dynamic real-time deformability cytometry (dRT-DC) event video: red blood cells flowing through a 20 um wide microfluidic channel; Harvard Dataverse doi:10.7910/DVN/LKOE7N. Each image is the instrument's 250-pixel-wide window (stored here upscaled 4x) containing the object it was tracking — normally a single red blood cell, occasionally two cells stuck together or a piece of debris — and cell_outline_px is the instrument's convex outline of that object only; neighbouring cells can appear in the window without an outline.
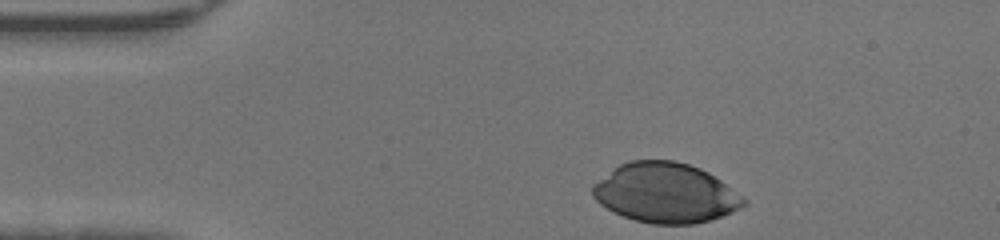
{"species": "human", "species_latin": "Homo sapiens", "temperature_condition": "warm", "stored_images_in_passage": 30, "camera_frame_rate_fps": 3000, "um_per_image_px": 0.085, "donor": {"sex": "male"}, "frame": {"image": 1, "passage_image": 1, "time_ms": 0.0, "image_size_px": [1000, 240], "cell_outline_px": [[748, 204], [732, 212], [708, 220], [692, 224], [652, 224], [636, 220], [624, 216], [600, 204], [592, 196], [592, 188], [600, 180], [620, 164], [628, 160], [676, 160], [700, 168], [708, 172], [720, 180], [748, 200]], "centroid_in_image_um": [56.6, 16.39], "position_along_channel_um": 28.4, "area_um2": 52.14}}
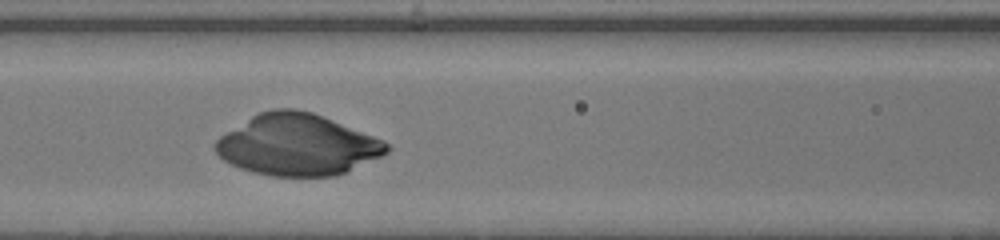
{"frame": {"image": 2, "passage_image": 13, "time_ms": 4.0, "image_size_px": [1000, 240], "cell_outline_px": [[392, 148], [388, 152], [380, 156], [336, 176], [272, 176], [252, 172], [240, 168], [224, 160], [216, 152], [216, 140], [220, 136], [252, 116], [260, 112], [272, 108], [296, 108], [312, 112], [384, 140]], "centroid_in_image_um": [25.28, 12.3], "position_along_channel_um": 141.3, "area_um2": 60.69}}
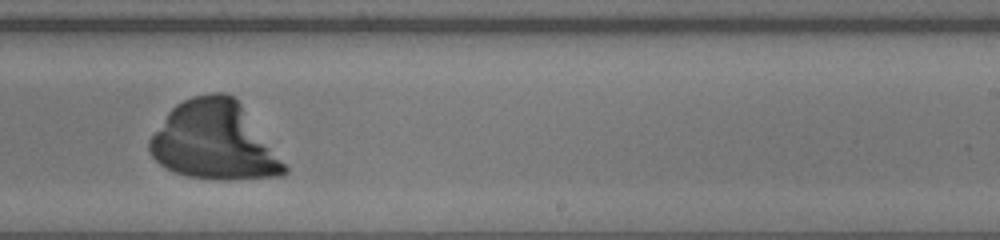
{"frame": {"image": 3, "passage_image": 22, "time_ms": 7.0, "image_size_px": [1000, 240], "cell_outline_px": [[288, 172], [280, 176], [220, 180], [188, 176], [164, 168], [152, 156], [148, 148], [148, 140], [168, 112], [176, 104], [192, 96], [212, 92], [224, 92], [232, 96], [240, 104], [288, 168]], "centroid_in_image_um": [18.17, 11.99], "position_along_channel_um": 270.8, "area_um2": 60.69}}